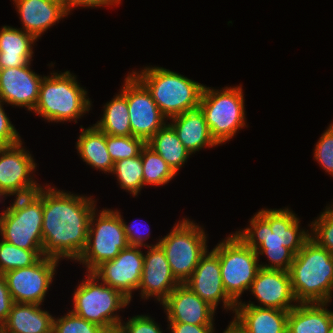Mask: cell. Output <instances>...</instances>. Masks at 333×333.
<instances>
[{
  "instance_id": "bcb514c9",
  "label": "cell",
  "mask_w": 333,
  "mask_h": 333,
  "mask_svg": "<svg viewBox=\"0 0 333 333\" xmlns=\"http://www.w3.org/2000/svg\"><path fill=\"white\" fill-rule=\"evenodd\" d=\"M328 333H333V321H332V323H331V325H330V328H329Z\"/></svg>"
},
{
  "instance_id": "ac0fdd59",
  "label": "cell",
  "mask_w": 333,
  "mask_h": 333,
  "mask_svg": "<svg viewBox=\"0 0 333 333\" xmlns=\"http://www.w3.org/2000/svg\"><path fill=\"white\" fill-rule=\"evenodd\" d=\"M161 304L168 323L214 325L215 309L185 284H179Z\"/></svg>"
},
{
  "instance_id": "ba28073f",
  "label": "cell",
  "mask_w": 333,
  "mask_h": 333,
  "mask_svg": "<svg viewBox=\"0 0 333 333\" xmlns=\"http://www.w3.org/2000/svg\"><path fill=\"white\" fill-rule=\"evenodd\" d=\"M87 274L74 291L71 311L107 330L119 328L122 320L117 311L128 306L130 300L119 290L99 282L91 272Z\"/></svg>"
},
{
  "instance_id": "83f0119b",
  "label": "cell",
  "mask_w": 333,
  "mask_h": 333,
  "mask_svg": "<svg viewBox=\"0 0 333 333\" xmlns=\"http://www.w3.org/2000/svg\"><path fill=\"white\" fill-rule=\"evenodd\" d=\"M146 144L159 154L176 174L191 155L168 122Z\"/></svg>"
},
{
  "instance_id": "836d02e7",
  "label": "cell",
  "mask_w": 333,
  "mask_h": 333,
  "mask_svg": "<svg viewBox=\"0 0 333 333\" xmlns=\"http://www.w3.org/2000/svg\"><path fill=\"white\" fill-rule=\"evenodd\" d=\"M107 329L74 314L72 311L53 319V333H107Z\"/></svg>"
},
{
  "instance_id": "44dd1931",
  "label": "cell",
  "mask_w": 333,
  "mask_h": 333,
  "mask_svg": "<svg viewBox=\"0 0 333 333\" xmlns=\"http://www.w3.org/2000/svg\"><path fill=\"white\" fill-rule=\"evenodd\" d=\"M20 15L22 30L40 38L61 18L67 16L68 10L55 0H13Z\"/></svg>"
},
{
  "instance_id": "4dcf8cb0",
  "label": "cell",
  "mask_w": 333,
  "mask_h": 333,
  "mask_svg": "<svg viewBox=\"0 0 333 333\" xmlns=\"http://www.w3.org/2000/svg\"><path fill=\"white\" fill-rule=\"evenodd\" d=\"M111 173L116 174L120 187L133 196H137L144 187L141 154L115 162Z\"/></svg>"
},
{
  "instance_id": "52a82bcc",
  "label": "cell",
  "mask_w": 333,
  "mask_h": 333,
  "mask_svg": "<svg viewBox=\"0 0 333 333\" xmlns=\"http://www.w3.org/2000/svg\"><path fill=\"white\" fill-rule=\"evenodd\" d=\"M244 94L242 85L221 90L204 85L199 108L214 140L220 145L229 141L246 127Z\"/></svg>"
},
{
  "instance_id": "7a4b0ae2",
  "label": "cell",
  "mask_w": 333,
  "mask_h": 333,
  "mask_svg": "<svg viewBox=\"0 0 333 333\" xmlns=\"http://www.w3.org/2000/svg\"><path fill=\"white\" fill-rule=\"evenodd\" d=\"M249 222V227L235 234L258 256H267L270 263L259 264L263 269L288 271L294 256L310 238L308 230L300 229V219L288 208L261 209Z\"/></svg>"
},
{
  "instance_id": "60d3db41",
  "label": "cell",
  "mask_w": 333,
  "mask_h": 333,
  "mask_svg": "<svg viewBox=\"0 0 333 333\" xmlns=\"http://www.w3.org/2000/svg\"><path fill=\"white\" fill-rule=\"evenodd\" d=\"M171 333H214V325H193L189 323H169Z\"/></svg>"
},
{
  "instance_id": "30bf717a",
  "label": "cell",
  "mask_w": 333,
  "mask_h": 333,
  "mask_svg": "<svg viewBox=\"0 0 333 333\" xmlns=\"http://www.w3.org/2000/svg\"><path fill=\"white\" fill-rule=\"evenodd\" d=\"M184 218L172 227L170 233L159 239L175 279L184 284L194 272L200 258L206 253L207 234L201 226Z\"/></svg>"
},
{
  "instance_id": "3957f363",
  "label": "cell",
  "mask_w": 333,
  "mask_h": 333,
  "mask_svg": "<svg viewBox=\"0 0 333 333\" xmlns=\"http://www.w3.org/2000/svg\"><path fill=\"white\" fill-rule=\"evenodd\" d=\"M288 272L298 303H330L333 296V254L311 237L294 256Z\"/></svg>"
},
{
  "instance_id": "8d00e7d4",
  "label": "cell",
  "mask_w": 333,
  "mask_h": 333,
  "mask_svg": "<svg viewBox=\"0 0 333 333\" xmlns=\"http://www.w3.org/2000/svg\"><path fill=\"white\" fill-rule=\"evenodd\" d=\"M119 328L124 333H163L159 325L148 315L133 316L126 323L120 322Z\"/></svg>"
},
{
  "instance_id": "e575fe53",
  "label": "cell",
  "mask_w": 333,
  "mask_h": 333,
  "mask_svg": "<svg viewBox=\"0 0 333 333\" xmlns=\"http://www.w3.org/2000/svg\"><path fill=\"white\" fill-rule=\"evenodd\" d=\"M310 237L333 254V205L326 206L319 217L312 221Z\"/></svg>"
},
{
  "instance_id": "5b68a950",
  "label": "cell",
  "mask_w": 333,
  "mask_h": 333,
  "mask_svg": "<svg viewBox=\"0 0 333 333\" xmlns=\"http://www.w3.org/2000/svg\"><path fill=\"white\" fill-rule=\"evenodd\" d=\"M76 79L70 71L43 76L33 113L48 122L77 123V119L89 112L91 101Z\"/></svg>"
},
{
  "instance_id": "277c9868",
  "label": "cell",
  "mask_w": 333,
  "mask_h": 333,
  "mask_svg": "<svg viewBox=\"0 0 333 333\" xmlns=\"http://www.w3.org/2000/svg\"><path fill=\"white\" fill-rule=\"evenodd\" d=\"M132 73L150 91L153 100L167 119L199 108L203 84L158 66H148Z\"/></svg>"
},
{
  "instance_id": "e0dca14e",
  "label": "cell",
  "mask_w": 333,
  "mask_h": 333,
  "mask_svg": "<svg viewBox=\"0 0 333 333\" xmlns=\"http://www.w3.org/2000/svg\"><path fill=\"white\" fill-rule=\"evenodd\" d=\"M184 284L215 310L219 301H222L224 309L234 313L236 303L225 292L219 256L213 250H207L200 258L194 272Z\"/></svg>"
},
{
  "instance_id": "7c38bea8",
  "label": "cell",
  "mask_w": 333,
  "mask_h": 333,
  "mask_svg": "<svg viewBox=\"0 0 333 333\" xmlns=\"http://www.w3.org/2000/svg\"><path fill=\"white\" fill-rule=\"evenodd\" d=\"M124 81L121 91L127 99L132 136L146 143L168 119L161 113L150 91L133 73H129Z\"/></svg>"
},
{
  "instance_id": "6da1fadb",
  "label": "cell",
  "mask_w": 333,
  "mask_h": 333,
  "mask_svg": "<svg viewBox=\"0 0 333 333\" xmlns=\"http://www.w3.org/2000/svg\"><path fill=\"white\" fill-rule=\"evenodd\" d=\"M57 190L46 184L43 187V253L58 260H77L85 249L89 222L96 201Z\"/></svg>"
},
{
  "instance_id": "b9f144b4",
  "label": "cell",
  "mask_w": 333,
  "mask_h": 333,
  "mask_svg": "<svg viewBox=\"0 0 333 333\" xmlns=\"http://www.w3.org/2000/svg\"><path fill=\"white\" fill-rule=\"evenodd\" d=\"M121 0H73V4L67 9L68 13L70 14V11L76 7H104V6H112L120 4Z\"/></svg>"
},
{
  "instance_id": "ee69618b",
  "label": "cell",
  "mask_w": 333,
  "mask_h": 333,
  "mask_svg": "<svg viewBox=\"0 0 333 333\" xmlns=\"http://www.w3.org/2000/svg\"><path fill=\"white\" fill-rule=\"evenodd\" d=\"M55 1L62 4L66 9H68L73 4V0H55Z\"/></svg>"
},
{
  "instance_id": "1f68e13d",
  "label": "cell",
  "mask_w": 333,
  "mask_h": 333,
  "mask_svg": "<svg viewBox=\"0 0 333 333\" xmlns=\"http://www.w3.org/2000/svg\"><path fill=\"white\" fill-rule=\"evenodd\" d=\"M42 256L43 250H27L0 240V274L25 268L35 264Z\"/></svg>"
},
{
  "instance_id": "f546056e",
  "label": "cell",
  "mask_w": 333,
  "mask_h": 333,
  "mask_svg": "<svg viewBox=\"0 0 333 333\" xmlns=\"http://www.w3.org/2000/svg\"><path fill=\"white\" fill-rule=\"evenodd\" d=\"M143 184L163 186L171 181L176 173L152 148L145 144L141 151Z\"/></svg>"
},
{
  "instance_id": "f35d334b",
  "label": "cell",
  "mask_w": 333,
  "mask_h": 333,
  "mask_svg": "<svg viewBox=\"0 0 333 333\" xmlns=\"http://www.w3.org/2000/svg\"><path fill=\"white\" fill-rule=\"evenodd\" d=\"M122 223H123V226H124V231H125V235H126V239H127V242H128V245L129 246H135V247H151V246H157L159 245V242L158 241L156 244L154 245H148L147 243L145 244L144 241L147 240V238H150V235H149V230L142 233L141 234V230L140 228H142L139 223L137 224L136 222L131 224V225H128L126 224L127 222L124 221V219H122ZM140 226V228L138 227ZM143 235V236H142Z\"/></svg>"
},
{
  "instance_id": "d6986e66",
  "label": "cell",
  "mask_w": 333,
  "mask_h": 333,
  "mask_svg": "<svg viewBox=\"0 0 333 333\" xmlns=\"http://www.w3.org/2000/svg\"><path fill=\"white\" fill-rule=\"evenodd\" d=\"M27 66L0 70V100L7 104L35 109L38 101L42 76Z\"/></svg>"
},
{
  "instance_id": "cb8c5ba5",
  "label": "cell",
  "mask_w": 333,
  "mask_h": 333,
  "mask_svg": "<svg viewBox=\"0 0 333 333\" xmlns=\"http://www.w3.org/2000/svg\"><path fill=\"white\" fill-rule=\"evenodd\" d=\"M53 319L40 304L14 302L0 333H53Z\"/></svg>"
},
{
  "instance_id": "f1b7e54d",
  "label": "cell",
  "mask_w": 333,
  "mask_h": 333,
  "mask_svg": "<svg viewBox=\"0 0 333 333\" xmlns=\"http://www.w3.org/2000/svg\"><path fill=\"white\" fill-rule=\"evenodd\" d=\"M94 125L107 135L132 136L127 99L122 91L104 105L103 116Z\"/></svg>"
},
{
  "instance_id": "d4e9b609",
  "label": "cell",
  "mask_w": 333,
  "mask_h": 333,
  "mask_svg": "<svg viewBox=\"0 0 333 333\" xmlns=\"http://www.w3.org/2000/svg\"><path fill=\"white\" fill-rule=\"evenodd\" d=\"M37 38L22 29L3 26L0 30V70L27 66L33 59Z\"/></svg>"
},
{
  "instance_id": "603a6c76",
  "label": "cell",
  "mask_w": 333,
  "mask_h": 333,
  "mask_svg": "<svg viewBox=\"0 0 333 333\" xmlns=\"http://www.w3.org/2000/svg\"><path fill=\"white\" fill-rule=\"evenodd\" d=\"M170 125L178 135L179 140L191 153L204 147L219 145L210 133L205 117L200 108L186 111L185 113L170 118Z\"/></svg>"
},
{
  "instance_id": "8992f818",
  "label": "cell",
  "mask_w": 333,
  "mask_h": 333,
  "mask_svg": "<svg viewBox=\"0 0 333 333\" xmlns=\"http://www.w3.org/2000/svg\"><path fill=\"white\" fill-rule=\"evenodd\" d=\"M43 186L35 193L16 197L0 214L4 241L27 250H43Z\"/></svg>"
},
{
  "instance_id": "8fae6325",
  "label": "cell",
  "mask_w": 333,
  "mask_h": 333,
  "mask_svg": "<svg viewBox=\"0 0 333 333\" xmlns=\"http://www.w3.org/2000/svg\"><path fill=\"white\" fill-rule=\"evenodd\" d=\"M217 244L212 250L219 256L225 292L239 303L240 296L250 289L260 269L259 256L235 233Z\"/></svg>"
},
{
  "instance_id": "74e56055",
  "label": "cell",
  "mask_w": 333,
  "mask_h": 333,
  "mask_svg": "<svg viewBox=\"0 0 333 333\" xmlns=\"http://www.w3.org/2000/svg\"><path fill=\"white\" fill-rule=\"evenodd\" d=\"M0 100V147H8L21 142V137L4 111Z\"/></svg>"
},
{
  "instance_id": "ffe728a7",
  "label": "cell",
  "mask_w": 333,
  "mask_h": 333,
  "mask_svg": "<svg viewBox=\"0 0 333 333\" xmlns=\"http://www.w3.org/2000/svg\"><path fill=\"white\" fill-rule=\"evenodd\" d=\"M147 248L138 289L142 299L154 297L161 304L180 283L172 274L163 249L159 245Z\"/></svg>"
},
{
  "instance_id": "ab89813d",
  "label": "cell",
  "mask_w": 333,
  "mask_h": 333,
  "mask_svg": "<svg viewBox=\"0 0 333 333\" xmlns=\"http://www.w3.org/2000/svg\"><path fill=\"white\" fill-rule=\"evenodd\" d=\"M13 303L7 281L5 277L0 274V327L7 320Z\"/></svg>"
},
{
  "instance_id": "f6af8a7d",
  "label": "cell",
  "mask_w": 333,
  "mask_h": 333,
  "mask_svg": "<svg viewBox=\"0 0 333 333\" xmlns=\"http://www.w3.org/2000/svg\"><path fill=\"white\" fill-rule=\"evenodd\" d=\"M107 333H124L120 328L108 330Z\"/></svg>"
},
{
  "instance_id": "7dc6e473",
  "label": "cell",
  "mask_w": 333,
  "mask_h": 333,
  "mask_svg": "<svg viewBox=\"0 0 333 333\" xmlns=\"http://www.w3.org/2000/svg\"><path fill=\"white\" fill-rule=\"evenodd\" d=\"M5 196L7 197L6 194L0 192V197H1V198H2V197H5ZM1 198H0V202H1Z\"/></svg>"
},
{
  "instance_id": "d6a6232c",
  "label": "cell",
  "mask_w": 333,
  "mask_h": 333,
  "mask_svg": "<svg viewBox=\"0 0 333 333\" xmlns=\"http://www.w3.org/2000/svg\"><path fill=\"white\" fill-rule=\"evenodd\" d=\"M146 143L134 136H113L106 134V146L113 162L134 158L140 154Z\"/></svg>"
},
{
  "instance_id": "d590c367",
  "label": "cell",
  "mask_w": 333,
  "mask_h": 333,
  "mask_svg": "<svg viewBox=\"0 0 333 333\" xmlns=\"http://www.w3.org/2000/svg\"><path fill=\"white\" fill-rule=\"evenodd\" d=\"M314 158L326 173L333 175V127L331 125L327 127L316 143Z\"/></svg>"
},
{
  "instance_id": "7bdbcfd3",
  "label": "cell",
  "mask_w": 333,
  "mask_h": 333,
  "mask_svg": "<svg viewBox=\"0 0 333 333\" xmlns=\"http://www.w3.org/2000/svg\"><path fill=\"white\" fill-rule=\"evenodd\" d=\"M223 333H246L245 330L233 319Z\"/></svg>"
},
{
  "instance_id": "4316f807",
  "label": "cell",
  "mask_w": 333,
  "mask_h": 333,
  "mask_svg": "<svg viewBox=\"0 0 333 333\" xmlns=\"http://www.w3.org/2000/svg\"><path fill=\"white\" fill-rule=\"evenodd\" d=\"M76 149L80 158L92 168L111 173L114 162L108 153L106 146V134L100 131L94 124L84 129L81 126Z\"/></svg>"
},
{
  "instance_id": "2e32d148",
  "label": "cell",
  "mask_w": 333,
  "mask_h": 333,
  "mask_svg": "<svg viewBox=\"0 0 333 333\" xmlns=\"http://www.w3.org/2000/svg\"><path fill=\"white\" fill-rule=\"evenodd\" d=\"M249 291L252 292V295L254 294L260 304L255 305L251 301L246 304V302L242 303L240 299L236 305H251L289 311L298 304L292 290L288 271L260 268Z\"/></svg>"
},
{
  "instance_id": "7402d4cb",
  "label": "cell",
  "mask_w": 333,
  "mask_h": 333,
  "mask_svg": "<svg viewBox=\"0 0 333 333\" xmlns=\"http://www.w3.org/2000/svg\"><path fill=\"white\" fill-rule=\"evenodd\" d=\"M237 323L246 333H287L289 311L276 308L236 305Z\"/></svg>"
},
{
  "instance_id": "9a60e30c",
  "label": "cell",
  "mask_w": 333,
  "mask_h": 333,
  "mask_svg": "<svg viewBox=\"0 0 333 333\" xmlns=\"http://www.w3.org/2000/svg\"><path fill=\"white\" fill-rule=\"evenodd\" d=\"M144 265L140 247L128 246L110 261L103 262L91 273L98 280L119 290L130 302L132 292L138 290Z\"/></svg>"
},
{
  "instance_id": "484cf974",
  "label": "cell",
  "mask_w": 333,
  "mask_h": 333,
  "mask_svg": "<svg viewBox=\"0 0 333 333\" xmlns=\"http://www.w3.org/2000/svg\"><path fill=\"white\" fill-rule=\"evenodd\" d=\"M328 303H298L289 310L287 333H328L333 311Z\"/></svg>"
},
{
  "instance_id": "4fadbf2b",
  "label": "cell",
  "mask_w": 333,
  "mask_h": 333,
  "mask_svg": "<svg viewBox=\"0 0 333 333\" xmlns=\"http://www.w3.org/2000/svg\"><path fill=\"white\" fill-rule=\"evenodd\" d=\"M59 261L42 256L32 266L4 273L13 302L42 305Z\"/></svg>"
},
{
  "instance_id": "9c48e42d",
  "label": "cell",
  "mask_w": 333,
  "mask_h": 333,
  "mask_svg": "<svg viewBox=\"0 0 333 333\" xmlns=\"http://www.w3.org/2000/svg\"><path fill=\"white\" fill-rule=\"evenodd\" d=\"M100 212L98 215L95 209L92 213L85 249L76 260L87 267V273L103 262L113 260L129 246L120 212L111 209Z\"/></svg>"
},
{
  "instance_id": "5bb4252c",
  "label": "cell",
  "mask_w": 333,
  "mask_h": 333,
  "mask_svg": "<svg viewBox=\"0 0 333 333\" xmlns=\"http://www.w3.org/2000/svg\"><path fill=\"white\" fill-rule=\"evenodd\" d=\"M23 142L8 147H0V192L16 197L30 195L42 186L32 179L36 162Z\"/></svg>"
}]
</instances>
